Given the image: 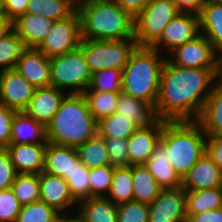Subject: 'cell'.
I'll return each mask as SVG.
<instances>
[{"label":"cell","mask_w":222,"mask_h":222,"mask_svg":"<svg viewBox=\"0 0 222 222\" xmlns=\"http://www.w3.org/2000/svg\"><path fill=\"white\" fill-rule=\"evenodd\" d=\"M125 11L134 18L146 7L150 0H115Z\"/></svg>","instance_id":"cell-49"},{"label":"cell","mask_w":222,"mask_h":222,"mask_svg":"<svg viewBox=\"0 0 222 222\" xmlns=\"http://www.w3.org/2000/svg\"><path fill=\"white\" fill-rule=\"evenodd\" d=\"M29 0H2V14L14 21L25 14Z\"/></svg>","instance_id":"cell-46"},{"label":"cell","mask_w":222,"mask_h":222,"mask_svg":"<svg viewBox=\"0 0 222 222\" xmlns=\"http://www.w3.org/2000/svg\"><path fill=\"white\" fill-rule=\"evenodd\" d=\"M78 158L75 147L48 142L44 153L43 172L61 176L66 180Z\"/></svg>","instance_id":"cell-23"},{"label":"cell","mask_w":222,"mask_h":222,"mask_svg":"<svg viewBox=\"0 0 222 222\" xmlns=\"http://www.w3.org/2000/svg\"><path fill=\"white\" fill-rule=\"evenodd\" d=\"M134 200L151 204L163 190L145 164L132 165Z\"/></svg>","instance_id":"cell-28"},{"label":"cell","mask_w":222,"mask_h":222,"mask_svg":"<svg viewBox=\"0 0 222 222\" xmlns=\"http://www.w3.org/2000/svg\"><path fill=\"white\" fill-rule=\"evenodd\" d=\"M15 70L32 86H51L50 58L36 48H27L19 58Z\"/></svg>","instance_id":"cell-16"},{"label":"cell","mask_w":222,"mask_h":222,"mask_svg":"<svg viewBox=\"0 0 222 222\" xmlns=\"http://www.w3.org/2000/svg\"><path fill=\"white\" fill-rule=\"evenodd\" d=\"M17 172L5 149L0 150V190L9 189L15 180Z\"/></svg>","instance_id":"cell-45"},{"label":"cell","mask_w":222,"mask_h":222,"mask_svg":"<svg viewBox=\"0 0 222 222\" xmlns=\"http://www.w3.org/2000/svg\"><path fill=\"white\" fill-rule=\"evenodd\" d=\"M53 22L49 18L26 12L13 21V30L27 48H37L50 32Z\"/></svg>","instance_id":"cell-20"},{"label":"cell","mask_w":222,"mask_h":222,"mask_svg":"<svg viewBox=\"0 0 222 222\" xmlns=\"http://www.w3.org/2000/svg\"><path fill=\"white\" fill-rule=\"evenodd\" d=\"M2 6H1V2H0V17L2 16Z\"/></svg>","instance_id":"cell-56"},{"label":"cell","mask_w":222,"mask_h":222,"mask_svg":"<svg viewBox=\"0 0 222 222\" xmlns=\"http://www.w3.org/2000/svg\"><path fill=\"white\" fill-rule=\"evenodd\" d=\"M57 222H83L77 214H64L61 215Z\"/></svg>","instance_id":"cell-53"},{"label":"cell","mask_w":222,"mask_h":222,"mask_svg":"<svg viewBox=\"0 0 222 222\" xmlns=\"http://www.w3.org/2000/svg\"><path fill=\"white\" fill-rule=\"evenodd\" d=\"M97 121L83 94H67L46 127L47 142L77 147L97 135Z\"/></svg>","instance_id":"cell-2"},{"label":"cell","mask_w":222,"mask_h":222,"mask_svg":"<svg viewBox=\"0 0 222 222\" xmlns=\"http://www.w3.org/2000/svg\"><path fill=\"white\" fill-rule=\"evenodd\" d=\"M83 95L94 119L99 121L115 112L120 93L84 92Z\"/></svg>","instance_id":"cell-36"},{"label":"cell","mask_w":222,"mask_h":222,"mask_svg":"<svg viewBox=\"0 0 222 222\" xmlns=\"http://www.w3.org/2000/svg\"><path fill=\"white\" fill-rule=\"evenodd\" d=\"M186 191L222 187V170L205 152L182 180Z\"/></svg>","instance_id":"cell-18"},{"label":"cell","mask_w":222,"mask_h":222,"mask_svg":"<svg viewBox=\"0 0 222 222\" xmlns=\"http://www.w3.org/2000/svg\"><path fill=\"white\" fill-rule=\"evenodd\" d=\"M163 131V120L158 119L149 127H139L128 138V156L130 165L145 164L159 143Z\"/></svg>","instance_id":"cell-15"},{"label":"cell","mask_w":222,"mask_h":222,"mask_svg":"<svg viewBox=\"0 0 222 222\" xmlns=\"http://www.w3.org/2000/svg\"><path fill=\"white\" fill-rule=\"evenodd\" d=\"M72 197L77 201L90 198L89 168L79 158L74 162L73 169L65 180Z\"/></svg>","instance_id":"cell-38"},{"label":"cell","mask_w":222,"mask_h":222,"mask_svg":"<svg viewBox=\"0 0 222 222\" xmlns=\"http://www.w3.org/2000/svg\"><path fill=\"white\" fill-rule=\"evenodd\" d=\"M106 198L115 205L134 200L132 187V165L124 168H114L111 186Z\"/></svg>","instance_id":"cell-33"},{"label":"cell","mask_w":222,"mask_h":222,"mask_svg":"<svg viewBox=\"0 0 222 222\" xmlns=\"http://www.w3.org/2000/svg\"><path fill=\"white\" fill-rule=\"evenodd\" d=\"M208 1L216 2V3H220V4H222V0H208Z\"/></svg>","instance_id":"cell-55"},{"label":"cell","mask_w":222,"mask_h":222,"mask_svg":"<svg viewBox=\"0 0 222 222\" xmlns=\"http://www.w3.org/2000/svg\"><path fill=\"white\" fill-rule=\"evenodd\" d=\"M206 135H222V83L216 81L197 120Z\"/></svg>","instance_id":"cell-26"},{"label":"cell","mask_w":222,"mask_h":222,"mask_svg":"<svg viewBox=\"0 0 222 222\" xmlns=\"http://www.w3.org/2000/svg\"><path fill=\"white\" fill-rule=\"evenodd\" d=\"M115 112L130 119L138 127H149L158 120L153 105L123 92H120Z\"/></svg>","instance_id":"cell-22"},{"label":"cell","mask_w":222,"mask_h":222,"mask_svg":"<svg viewBox=\"0 0 222 222\" xmlns=\"http://www.w3.org/2000/svg\"><path fill=\"white\" fill-rule=\"evenodd\" d=\"M76 10L68 0H29L26 12L58 21L68 18Z\"/></svg>","instance_id":"cell-32"},{"label":"cell","mask_w":222,"mask_h":222,"mask_svg":"<svg viewBox=\"0 0 222 222\" xmlns=\"http://www.w3.org/2000/svg\"><path fill=\"white\" fill-rule=\"evenodd\" d=\"M222 208V187L186 191V216Z\"/></svg>","instance_id":"cell-29"},{"label":"cell","mask_w":222,"mask_h":222,"mask_svg":"<svg viewBox=\"0 0 222 222\" xmlns=\"http://www.w3.org/2000/svg\"><path fill=\"white\" fill-rule=\"evenodd\" d=\"M46 127L28 116L16 112L12 121L10 144H47Z\"/></svg>","instance_id":"cell-24"},{"label":"cell","mask_w":222,"mask_h":222,"mask_svg":"<svg viewBox=\"0 0 222 222\" xmlns=\"http://www.w3.org/2000/svg\"><path fill=\"white\" fill-rule=\"evenodd\" d=\"M109 155L110 166L113 168L130 167L128 156V139H104Z\"/></svg>","instance_id":"cell-42"},{"label":"cell","mask_w":222,"mask_h":222,"mask_svg":"<svg viewBox=\"0 0 222 222\" xmlns=\"http://www.w3.org/2000/svg\"><path fill=\"white\" fill-rule=\"evenodd\" d=\"M216 80L222 83V48L217 51Z\"/></svg>","instance_id":"cell-52"},{"label":"cell","mask_w":222,"mask_h":222,"mask_svg":"<svg viewBox=\"0 0 222 222\" xmlns=\"http://www.w3.org/2000/svg\"><path fill=\"white\" fill-rule=\"evenodd\" d=\"M10 189L22 206L39 201V174H17Z\"/></svg>","instance_id":"cell-34"},{"label":"cell","mask_w":222,"mask_h":222,"mask_svg":"<svg viewBox=\"0 0 222 222\" xmlns=\"http://www.w3.org/2000/svg\"><path fill=\"white\" fill-rule=\"evenodd\" d=\"M117 222H149V204L133 200L117 205Z\"/></svg>","instance_id":"cell-41"},{"label":"cell","mask_w":222,"mask_h":222,"mask_svg":"<svg viewBox=\"0 0 222 222\" xmlns=\"http://www.w3.org/2000/svg\"><path fill=\"white\" fill-rule=\"evenodd\" d=\"M199 34V14L180 12L166 25L160 38L151 47L160 53L163 49L168 50L167 53L172 52L179 45L194 39Z\"/></svg>","instance_id":"cell-11"},{"label":"cell","mask_w":222,"mask_h":222,"mask_svg":"<svg viewBox=\"0 0 222 222\" xmlns=\"http://www.w3.org/2000/svg\"><path fill=\"white\" fill-rule=\"evenodd\" d=\"M62 214L39 200L23 205L16 222H57Z\"/></svg>","instance_id":"cell-39"},{"label":"cell","mask_w":222,"mask_h":222,"mask_svg":"<svg viewBox=\"0 0 222 222\" xmlns=\"http://www.w3.org/2000/svg\"><path fill=\"white\" fill-rule=\"evenodd\" d=\"M22 205L12 190H0V222H16Z\"/></svg>","instance_id":"cell-43"},{"label":"cell","mask_w":222,"mask_h":222,"mask_svg":"<svg viewBox=\"0 0 222 222\" xmlns=\"http://www.w3.org/2000/svg\"><path fill=\"white\" fill-rule=\"evenodd\" d=\"M123 70L101 69L92 73L91 81L85 92H122Z\"/></svg>","instance_id":"cell-35"},{"label":"cell","mask_w":222,"mask_h":222,"mask_svg":"<svg viewBox=\"0 0 222 222\" xmlns=\"http://www.w3.org/2000/svg\"><path fill=\"white\" fill-rule=\"evenodd\" d=\"M27 49L23 40L13 30L0 40V72L15 69L22 53Z\"/></svg>","instance_id":"cell-37"},{"label":"cell","mask_w":222,"mask_h":222,"mask_svg":"<svg viewBox=\"0 0 222 222\" xmlns=\"http://www.w3.org/2000/svg\"><path fill=\"white\" fill-rule=\"evenodd\" d=\"M181 12L200 13L206 0H172Z\"/></svg>","instance_id":"cell-50"},{"label":"cell","mask_w":222,"mask_h":222,"mask_svg":"<svg viewBox=\"0 0 222 222\" xmlns=\"http://www.w3.org/2000/svg\"><path fill=\"white\" fill-rule=\"evenodd\" d=\"M188 222H222V208L187 216Z\"/></svg>","instance_id":"cell-48"},{"label":"cell","mask_w":222,"mask_h":222,"mask_svg":"<svg viewBox=\"0 0 222 222\" xmlns=\"http://www.w3.org/2000/svg\"><path fill=\"white\" fill-rule=\"evenodd\" d=\"M200 33L217 52L222 48V4L206 1L199 13Z\"/></svg>","instance_id":"cell-25"},{"label":"cell","mask_w":222,"mask_h":222,"mask_svg":"<svg viewBox=\"0 0 222 222\" xmlns=\"http://www.w3.org/2000/svg\"><path fill=\"white\" fill-rule=\"evenodd\" d=\"M165 60V54L158 50L138 46L123 69L122 92L155 107Z\"/></svg>","instance_id":"cell-5"},{"label":"cell","mask_w":222,"mask_h":222,"mask_svg":"<svg viewBox=\"0 0 222 222\" xmlns=\"http://www.w3.org/2000/svg\"><path fill=\"white\" fill-rule=\"evenodd\" d=\"M66 95L67 93L53 86L36 88L24 112L47 127Z\"/></svg>","instance_id":"cell-17"},{"label":"cell","mask_w":222,"mask_h":222,"mask_svg":"<svg viewBox=\"0 0 222 222\" xmlns=\"http://www.w3.org/2000/svg\"><path fill=\"white\" fill-rule=\"evenodd\" d=\"M166 57L172 64L177 66L216 69L217 52L202 33L194 39L179 45Z\"/></svg>","instance_id":"cell-10"},{"label":"cell","mask_w":222,"mask_h":222,"mask_svg":"<svg viewBox=\"0 0 222 222\" xmlns=\"http://www.w3.org/2000/svg\"><path fill=\"white\" fill-rule=\"evenodd\" d=\"M36 88L15 69L0 72V103L6 107L24 111L32 99Z\"/></svg>","instance_id":"cell-13"},{"label":"cell","mask_w":222,"mask_h":222,"mask_svg":"<svg viewBox=\"0 0 222 222\" xmlns=\"http://www.w3.org/2000/svg\"><path fill=\"white\" fill-rule=\"evenodd\" d=\"M17 111L0 103V147L5 149L11 140L13 116Z\"/></svg>","instance_id":"cell-44"},{"label":"cell","mask_w":222,"mask_h":222,"mask_svg":"<svg viewBox=\"0 0 222 222\" xmlns=\"http://www.w3.org/2000/svg\"><path fill=\"white\" fill-rule=\"evenodd\" d=\"M206 152L222 170V135L206 136Z\"/></svg>","instance_id":"cell-47"},{"label":"cell","mask_w":222,"mask_h":222,"mask_svg":"<svg viewBox=\"0 0 222 222\" xmlns=\"http://www.w3.org/2000/svg\"><path fill=\"white\" fill-rule=\"evenodd\" d=\"M39 182L41 201L52 206L62 215L72 214L73 211H69L72 206L76 213L78 202L72 197L68 184L61 176L41 172Z\"/></svg>","instance_id":"cell-14"},{"label":"cell","mask_w":222,"mask_h":222,"mask_svg":"<svg viewBox=\"0 0 222 222\" xmlns=\"http://www.w3.org/2000/svg\"><path fill=\"white\" fill-rule=\"evenodd\" d=\"M13 31V21L5 15L0 17V40L5 38Z\"/></svg>","instance_id":"cell-51"},{"label":"cell","mask_w":222,"mask_h":222,"mask_svg":"<svg viewBox=\"0 0 222 222\" xmlns=\"http://www.w3.org/2000/svg\"><path fill=\"white\" fill-rule=\"evenodd\" d=\"M82 38L88 40L134 39V17L115 0H89L77 8Z\"/></svg>","instance_id":"cell-3"},{"label":"cell","mask_w":222,"mask_h":222,"mask_svg":"<svg viewBox=\"0 0 222 222\" xmlns=\"http://www.w3.org/2000/svg\"><path fill=\"white\" fill-rule=\"evenodd\" d=\"M97 127V134L104 139H128L139 128L116 112L97 121Z\"/></svg>","instance_id":"cell-30"},{"label":"cell","mask_w":222,"mask_h":222,"mask_svg":"<svg viewBox=\"0 0 222 222\" xmlns=\"http://www.w3.org/2000/svg\"><path fill=\"white\" fill-rule=\"evenodd\" d=\"M73 6L78 8L80 5L87 3L89 0H68Z\"/></svg>","instance_id":"cell-54"},{"label":"cell","mask_w":222,"mask_h":222,"mask_svg":"<svg viewBox=\"0 0 222 222\" xmlns=\"http://www.w3.org/2000/svg\"><path fill=\"white\" fill-rule=\"evenodd\" d=\"M206 133L197 121H165L160 142L176 173L183 180L206 152Z\"/></svg>","instance_id":"cell-4"},{"label":"cell","mask_w":222,"mask_h":222,"mask_svg":"<svg viewBox=\"0 0 222 222\" xmlns=\"http://www.w3.org/2000/svg\"><path fill=\"white\" fill-rule=\"evenodd\" d=\"M79 160L89 169L110 165L104 138L98 134L76 147Z\"/></svg>","instance_id":"cell-31"},{"label":"cell","mask_w":222,"mask_h":222,"mask_svg":"<svg viewBox=\"0 0 222 222\" xmlns=\"http://www.w3.org/2000/svg\"><path fill=\"white\" fill-rule=\"evenodd\" d=\"M47 144H9L5 150L17 174H40Z\"/></svg>","instance_id":"cell-19"},{"label":"cell","mask_w":222,"mask_h":222,"mask_svg":"<svg viewBox=\"0 0 222 222\" xmlns=\"http://www.w3.org/2000/svg\"><path fill=\"white\" fill-rule=\"evenodd\" d=\"M180 12L172 0H150L134 19V39L138 46L151 47Z\"/></svg>","instance_id":"cell-8"},{"label":"cell","mask_w":222,"mask_h":222,"mask_svg":"<svg viewBox=\"0 0 222 222\" xmlns=\"http://www.w3.org/2000/svg\"><path fill=\"white\" fill-rule=\"evenodd\" d=\"M216 81V69L177 66L166 58L155 105L158 119L197 121Z\"/></svg>","instance_id":"cell-1"},{"label":"cell","mask_w":222,"mask_h":222,"mask_svg":"<svg viewBox=\"0 0 222 222\" xmlns=\"http://www.w3.org/2000/svg\"><path fill=\"white\" fill-rule=\"evenodd\" d=\"M76 214L83 222H117V205L106 197H90L78 202Z\"/></svg>","instance_id":"cell-27"},{"label":"cell","mask_w":222,"mask_h":222,"mask_svg":"<svg viewBox=\"0 0 222 222\" xmlns=\"http://www.w3.org/2000/svg\"><path fill=\"white\" fill-rule=\"evenodd\" d=\"M113 174L114 168L110 165L89 169L90 197H106Z\"/></svg>","instance_id":"cell-40"},{"label":"cell","mask_w":222,"mask_h":222,"mask_svg":"<svg viewBox=\"0 0 222 222\" xmlns=\"http://www.w3.org/2000/svg\"><path fill=\"white\" fill-rule=\"evenodd\" d=\"M51 86L68 94H83L89 87L92 72L80 47L50 58Z\"/></svg>","instance_id":"cell-6"},{"label":"cell","mask_w":222,"mask_h":222,"mask_svg":"<svg viewBox=\"0 0 222 222\" xmlns=\"http://www.w3.org/2000/svg\"><path fill=\"white\" fill-rule=\"evenodd\" d=\"M149 172L163 189H176L182 187V179L171 164L164 145L159 141L151 157L145 163Z\"/></svg>","instance_id":"cell-21"},{"label":"cell","mask_w":222,"mask_h":222,"mask_svg":"<svg viewBox=\"0 0 222 222\" xmlns=\"http://www.w3.org/2000/svg\"><path fill=\"white\" fill-rule=\"evenodd\" d=\"M82 39L81 19L76 10L68 18L54 21L50 32L36 49L52 58L80 47Z\"/></svg>","instance_id":"cell-9"},{"label":"cell","mask_w":222,"mask_h":222,"mask_svg":"<svg viewBox=\"0 0 222 222\" xmlns=\"http://www.w3.org/2000/svg\"><path fill=\"white\" fill-rule=\"evenodd\" d=\"M137 47L135 39L109 41L82 39L80 45L92 73L109 68L123 70Z\"/></svg>","instance_id":"cell-7"},{"label":"cell","mask_w":222,"mask_h":222,"mask_svg":"<svg viewBox=\"0 0 222 222\" xmlns=\"http://www.w3.org/2000/svg\"><path fill=\"white\" fill-rule=\"evenodd\" d=\"M186 190L183 187L163 189L149 204V222H185Z\"/></svg>","instance_id":"cell-12"}]
</instances>
